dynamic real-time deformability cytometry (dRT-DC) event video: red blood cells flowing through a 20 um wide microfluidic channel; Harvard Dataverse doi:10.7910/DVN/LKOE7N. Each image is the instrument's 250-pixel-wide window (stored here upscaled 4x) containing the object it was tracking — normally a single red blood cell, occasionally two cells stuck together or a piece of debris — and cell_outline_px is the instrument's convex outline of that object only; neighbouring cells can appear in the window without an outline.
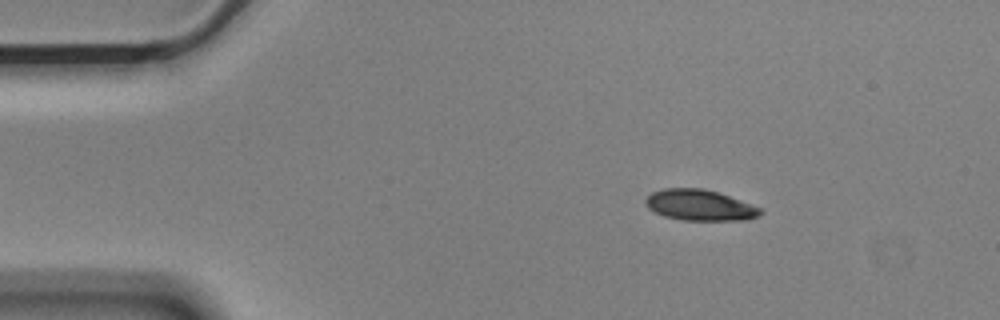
{"species": "Egyptian fruit bat (a non-hibernating species)", "species_latin": "Rousettus aegyptiacus", "temperature_condition": "cold", "stored_images_in_passage": 48, "camera_frame_rate_fps": 3000, "um_per_image_px": 0.085, "animal": {"sex": "male"}, "frame": {"image": 1, "passage_image": 1, "time_ms": 0.0, "image_size_px": [1000, 320], "cell_outline_px": [[764, 212], [760, 216], [748, 220], [684, 220], [664, 216], [648, 208], [644, 200], [652, 192], [664, 188], [704, 188], [720, 192], [752, 204], [760, 208]], "centroid_in_image_um": [59.52, 17.43], "position_along_channel_um": 25.5, "area_um2": 20.87}}
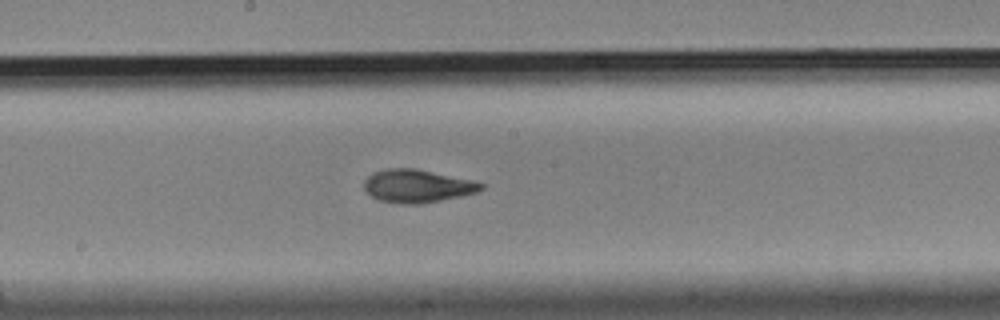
{"frame": {"image": 2, "passage_image": 22, "time_ms": 7.0, "image_size_px": [1000, 320], "cell_outline_px": [[484, 188], [476, 192], [460, 196], [420, 204], [400, 204], [380, 200], [372, 196], [364, 188], [364, 180], [372, 172], [388, 168], [416, 168], [472, 180], [484, 184]], "centroid_in_image_um": [35.45, 15.8], "position_along_channel_um": 212.8, "area_um2": 22.43}}
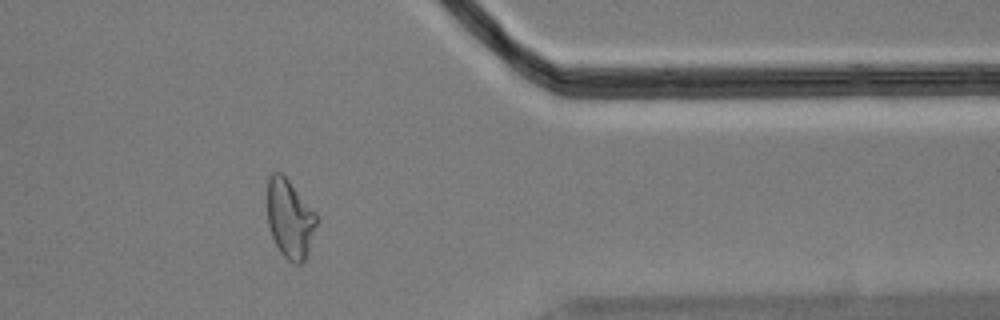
{"frame": {"image": 3, "passage_image": 38, "time_ms": 12.333, "image_size_px": [1000, 320], "cell_outline_px": [[320, 220], [308, 252], [304, 260], [300, 264], [296, 264], [288, 260], [280, 252], [272, 236], [268, 224], [268, 180], [272, 172], [280, 172], [288, 180], [316, 212]], "centroid_in_image_um": [24.68, 18.61], "position_along_channel_um": 386.7, "area_um2": 22.66}, "authors_computed_cell_mechanics": {"area_um2": 22.3397, "velocity_mm_per_s": 3.5671, "shape_relaxation_time_tau1_ms": 4.0293, "shape_relaxation_time_tau2_ms": 1.4878, "deformation_change_tau1": 0.1401, "deformation_change_tau2": 0.0588}}